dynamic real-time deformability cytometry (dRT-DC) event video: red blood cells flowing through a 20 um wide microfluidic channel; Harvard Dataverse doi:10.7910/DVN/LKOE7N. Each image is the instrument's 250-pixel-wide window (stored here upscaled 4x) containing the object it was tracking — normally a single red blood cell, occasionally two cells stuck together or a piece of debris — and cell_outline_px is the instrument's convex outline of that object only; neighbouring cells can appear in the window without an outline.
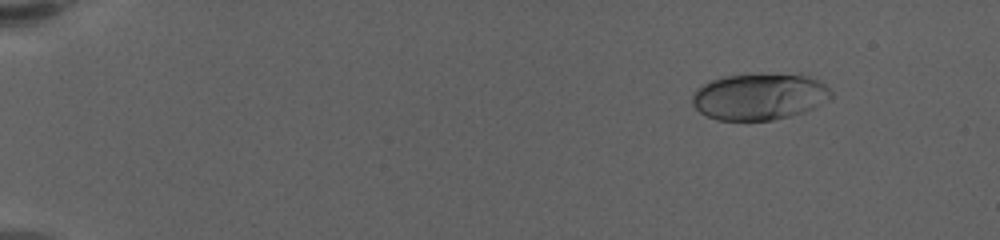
{"species": "human", "species_latin": "Homo sapiens", "temperature_condition": "warm", "stored_images_in_passage": 55, "camera_frame_rate_fps": 3000, "um_per_image_px": 0.085, "donor": {"sex": "female"}, "frame": {"image": 1, "passage_image": 2, "time_ms": 0.333, "image_size_px": [1000, 240], "cell_outline_px": [[832, 96], [812, 108], [804, 112], [772, 120], [716, 120], [700, 112], [692, 104], [692, 96], [696, 88], [708, 80], [724, 76], [760, 72], [800, 72], [820, 80], [832, 92]], "centroid_in_image_um": [64.55, 8.15], "position_along_channel_um": 20.5, "area_um2": 38.67}}
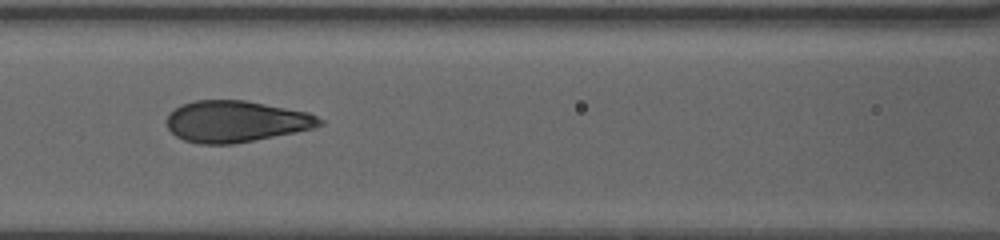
{"frame": {"image": 2, "passage_image": 24, "time_ms": 7.667, "image_size_px": [1000, 240], "cell_outline_px": [[324, 124], [312, 128], [296, 132], [232, 144], [200, 144], [184, 140], [176, 136], [168, 128], [164, 120], [180, 104], [196, 100], [244, 100], [308, 112], [324, 120]], "centroid_in_image_um": [20.04, 10.32], "position_along_channel_um": 146.6, "area_um2": 36.82}}
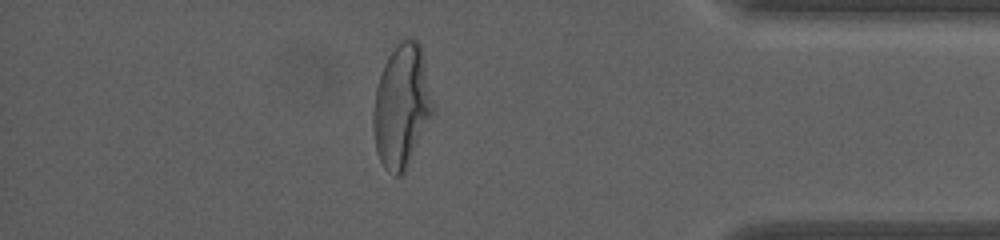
{"frame": {"image": 3, "passage_image": 48, "time_ms": 15.667, "image_size_px": [1000, 240], "cell_outline_px": [[432, 112], [404, 172], [400, 176], [396, 176], [384, 168], [376, 152], [372, 128], [372, 112], [376, 88], [384, 64], [388, 56], [396, 44], [400, 40], [408, 36], [412, 36], [420, 44], [432, 100]], "centroid_in_image_um": [34.08, 8.99], "position_along_channel_um": 401.1, "area_um2": 42.14}, "authors_computed_cell_mechanics": {"area_um2": 37.4544, "velocity_mm_per_s": 3.5069, "shape_relaxation_time_tau1_ms": 4.8798, "shape_relaxation_time_tau2_ms": null, "deformation_change_tau1": 0.2226, "deformation_change_tau2": null}}